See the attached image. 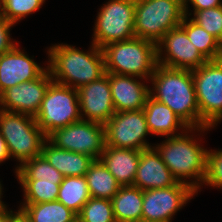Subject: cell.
Instances as JSON below:
<instances>
[{
  "label": "cell",
  "instance_id": "obj_1",
  "mask_svg": "<svg viewBox=\"0 0 222 222\" xmlns=\"http://www.w3.org/2000/svg\"><path fill=\"white\" fill-rule=\"evenodd\" d=\"M149 96L167 105L189 128H201L192 70L157 65Z\"/></svg>",
  "mask_w": 222,
  "mask_h": 222
},
{
  "label": "cell",
  "instance_id": "obj_2",
  "mask_svg": "<svg viewBox=\"0 0 222 222\" xmlns=\"http://www.w3.org/2000/svg\"><path fill=\"white\" fill-rule=\"evenodd\" d=\"M47 52V68L58 84L79 89L106 73L103 50L94 43L87 52L62 43L50 46Z\"/></svg>",
  "mask_w": 222,
  "mask_h": 222
},
{
  "label": "cell",
  "instance_id": "obj_3",
  "mask_svg": "<svg viewBox=\"0 0 222 222\" xmlns=\"http://www.w3.org/2000/svg\"><path fill=\"white\" fill-rule=\"evenodd\" d=\"M211 127L189 128L178 136L167 137L161 144L154 146L160 154L162 161L167 165L173 177L181 183L190 185L197 193L204 182L206 175L207 149L193 139L192 131L205 132ZM194 179L189 182L187 179ZM187 181H186V180Z\"/></svg>",
  "mask_w": 222,
  "mask_h": 222
},
{
  "label": "cell",
  "instance_id": "obj_4",
  "mask_svg": "<svg viewBox=\"0 0 222 222\" xmlns=\"http://www.w3.org/2000/svg\"><path fill=\"white\" fill-rule=\"evenodd\" d=\"M102 50L106 73L136 76L147 82L158 65L157 43L147 39L113 42Z\"/></svg>",
  "mask_w": 222,
  "mask_h": 222
},
{
  "label": "cell",
  "instance_id": "obj_5",
  "mask_svg": "<svg viewBox=\"0 0 222 222\" xmlns=\"http://www.w3.org/2000/svg\"><path fill=\"white\" fill-rule=\"evenodd\" d=\"M0 132L8 147L10 158L25 161L42 154L47 136L37 126L35 116L0 109Z\"/></svg>",
  "mask_w": 222,
  "mask_h": 222
},
{
  "label": "cell",
  "instance_id": "obj_6",
  "mask_svg": "<svg viewBox=\"0 0 222 222\" xmlns=\"http://www.w3.org/2000/svg\"><path fill=\"white\" fill-rule=\"evenodd\" d=\"M184 17V0H135L134 35L157 43Z\"/></svg>",
  "mask_w": 222,
  "mask_h": 222
},
{
  "label": "cell",
  "instance_id": "obj_7",
  "mask_svg": "<svg viewBox=\"0 0 222 222\" xmlns=\"http://www.w3.org/2000/svg\"><path fill=\"white\" fill-rule=\"evenodd\" d=\"M35 120L46 136L56 129L80 121L78 89L52 82Z\"/></svg>",
  "mask_w": 222,
  "mask_h": 222
},
{
  "label": "cell",
  "instance_id": "obj_8",
  "mask_svg": "<svg viewBox=\"0 0 222 222\" xmlns=\"http://www.w3.org/2000/svg\"><path fill=\"white\" fill-rule=\"evenodd\" d=\"M192 74L201 128H214L222 120V58L208 60Z\"/></svg>",
  "mask_w": 222,
  "mask_h": 222
},
{
  "label": "cell",
  "instance_id": "obj_9",
  "mask_svg": "<svg viewBox=\"0 0 222 222\" xmlns=\"http://www.w3.org/2000/svg\"><path fill=\"white\" fill-rule=\"evenodd\" d=\"M99 10L92 37L97 47L135 37V0H109Z\"/></svg>",
  "mask_w": 222,
  "mask_h": 222
},
{
  "label": "cell",
  "instance_id": "obj_10",
  "mask_svg": "<svg viewBox=\"0 0 222 222\" xmlns=\"http://www.w3.org/2000/svg\"><path fill=\"white\" fill-rule=\"evenodd\" d=\"M47 140L57 148L82 153L96 160L105 148V127L103 124L81 119L54 130L47 136Z\"/></svg>",
  "mask_w": 222,
  "mask_h": 222
},
{
  "label": "cell",
  "instance_id": "obj_11",
  "mask_svg": "<svg viewBox=\"0 0 222 222\" xmlns=\"http://www.w3.org/2000/svg\"><path fill=\"white\" fill-rule=\"evenodd\" d=\"M104 127L105 146L135 150L153 147L145 139L150 132L143 109L115 112Z\"/></svg>",
  "mask_w": 222,
  "mask_h": 222
},
{
  "label": "cell",
  "instance_id": "obj_12",
  "mask_svg": "<svg viewBox=\"0 0 222 222\" xmlns=\"http://www.w3.org/2000/svg\"><path fill=\"white\" fill-rule=\"evenodd\" d=\"M197 192L190 186L177 182L172 187L143 191L142 220L147 222H172V217Z\"/></svg>",
  "mask_w": 222,
  "mask_h": 222
},
{
  "label": "cell",
  "instance_id": "obj_13",
  "mask_svg": "<svg viewBox=\"0 0 222 222\" xmlns=\"http://www.w3.org/2000/svg\"><path fill=\"white\" fill-rule=\"evenodd\" d=\"M157 60L161 66L187 70H194L207 62L180 26L169 30L157 42Z\"/></svg>",
  "mask_w": 222,
  "mask_h": 222
},
{
  "label": "cell",
  "instance_id": "obj_14",
  "mask_svg": "<svg viewBox=\"0 0 222 222\" xmlns=\"http://www.w3.org/2000/svg\"><path fill=\"white\" fill-rule=\"evenodd\" d=\"M52 82L47 68L38 78L10 87L0 95V109L36 116Z\"/></svg>",
  "mask_w": 222,
  "mask_h": 222
},
{
  "label": "cell",
  "instance_id": "obj_15",
  "mask_svg": "<svg viewBox=\"0 0 222 222\" xmlns=\"http://www.w3.org/2000/svg\"><path fill=\"white\" fill-rule=\"evenodd\" d=\"M78 100L82 120L104 125L115 113L109 73H105L99 79L81 86L78 89Z\"/></svg>",
  "mask_w": 222,
  "mask_h": 222
},
{
  "label": "cell",
  "instance_id": "obj_16",
  "mask_svg": "<svg viewBox=\"0 0 222 222\" xmlns=\"http://www.w3.org/2000/svg\"><path fill=\"white\" fill-rule=\"evenodd\" d=\"M46 69L47 66L38 65L17 44L0 54V95L12 86L38 78Z\"/></svg>",
  "mask_w": 222,
  "mask_h": 222
},
{
  "label": "cell",
  "instance_id": "obj_17",
  "mask_svg": "<svg viewBox=\"0 0 222 222\" xmlns=\"http://www.w3.org/2000/svg\"><path fill=\"white\" fill-rule=\"evenodd\" d=\"M177 182L154 147L141 150L133 186L145 191L172 187Z\"/></svg>",
  "mask_w": 222,
  "mask_h": 222
},
{
  "label": "cell",
  "instance_id": "obj_18",
  "mask_svg": "<svg viewBox=\"0 0 222 222\" xmlns=\"http://www.w3.org/2000/svg\"><path fill=\"white\" fill-rule=\"evenodd\" d=\"M136 78L139 77L109 73L115 112L142 110L144 108L149 96V88Z\"/></svg>",
  "mask_w": 222,
  "mask_h": 222
},
{
  "label": "cell",
  "instance_id": "obj_19",
  "mask_svg": "<svg viewBox=\"0 0 222 222\" xmlns=\"http://www.w3.org/2000/svg\"><path fill=\"white\" fill-rule=\"evenodd\" d=\"M141 150L105 146L100 160L120 186H133Z\"/></svg>",
  "mask_w": 222,
  "mask_h": 222
},
{
  "label": "cell",
  "instance_id": "obj_20",
  "mask_svg": "<svg viewBox=\"0 0 222 222\" xmlns=\"http://www.w3.org/2000/svg\"><path fill=\"white\" fill-rule=\"evenodd\" d=\"M143 111L148 130L152 135L165 137L178 136L181 133H178L177 129H182V131L189 129L167 105L158 102L150 96L146 99Z\"/></svg>",
  "mask_w": 222,
  "mask_h": 222
},
{
  "label": "cell",
  "instance_id": "obj_21",
  "mask_svg": "<svg viewBox=\"0 0 222 222\" xmlns=\"http://www.w3.org/2000/svg\"><path fill=\"white\" fill-rule=\"evenodd\" d=\"M42 155L64 177L85 176L94 161L88 155L57 148L48 140L43 144Z\"/></svg>",
  "mask_w": 222,
  "mask_h": 222
},
{
  "label": "cell",
  "instance_id": "obj_22",
  "mask_svg": "<svg viewBox=\"0 0 222 222\" xmlns=\"http://www.w3.org/2000/svg\"><path fill=\"white\" fill-rule=\"evenodd\" d=\"M116 222L142 220L143 190L135 186H121L111 199Z\"/></svg>",
  "mask_w": 222,
  "mask_h": 222
},
{
  "label": "cell",
  "instance_id": "obj_23",
  "mask_svg": "<svg viewBox=\"0 0 222 222\" xmlns=\"http://www.w3.org/2000/svg\"><path fill=\"white\" fill-rule=\"evenodd\" d=\"M26 222H77V214L59 201L20 205Z\"/></svg>",
  "mask_w": 222,
  "mask_h": 222
},
{
  "label": "cell",
  "instance_id": "obj_24",
  "mask_svg": "<svg viewBox=\"0 0 222 222\" xmlns=\"http://www.w3.org/2000/svg\"><path fill=\"white\" fill-rule=\"evenodd\" d=\"M85 178L92 198L111 200L121 187L100 159L91 163Z\"/></svg>",
  "mask_w": 222,
  "mask_h": 222
},
{
  "label": "cell",
  "instance_id": "obj_25",
  "mask_svg": "<svg viewBox=\"0 0 222 222\" xmlns=\"http://www.w3.org/2000/svg\"><path fill=\"white\" fill-rule=\"evenodd\" d=\"M180 27L186 32L189 40L207 61L222 58V43L190 17L185 15Z\"/></svg>",
  "mask_w": 222,
  "mask_h": 222
},
{
  "label": "cell",
  "instance_id": "obj_26",
  "mask_svg": "<svg viewBox=\"0 0 222 222\" xmlns=\"http://www.w3.org/2000/svg\"><path fill=\"white\" fill-rule=\"evenodd\" d=\"M90 198L85 176L64 177L60 183L57 201L63 203L77 215Z\"/></svg>",
  "mask_w": 222,
  "mask_h": 222
},
{
  "label": "cell",
  "instance_id": "obj_27",
  "mask_svg": "<svg viewBox=\"0 0 222 222\" xmlns=\"http://www.w3.org/2000/svg\"><path fill=\"white\" fill-rule=\"evenodd\" d=\"M18 180H42L47 182H62L64 176L55 169L41 154L25 161L15 169Z\"/></svg>",
  "mask_w": 222,
  "mask_h": 222
},
{
  "label": "cell",
  "instance_id": "obj_28",
  "mask_svg": "<svg viewBox=\"0 0 222 222\" xmlns=\"http://www.w3.org/2000/svg\"><path fill=\"white\" fill-rule=\"evenodd\" d=\"M61 182H47L42 180H19L24 193V203L38 204L56 201Z\"/></svg>",
  "mask_w": 222,
  "mask_h": 222
},
{
  "label": "cell",
  "instance_id": "obj_29",
  "mask_svg": "<svg viewBox=\"0 0 222 222\" xmlns=\"http://www.w3.org/2000/svg\"><path fill=\"white\" fill-rule=\"evenodd\" d=\"M77 222H116L112 201L91 197L77 215Z\"/></svg>",
  "mask_w": 222,
  "mask_h": 222
},
{
  "label": "cell",
  "instance_id": "obj_30",
  "mask_svg": "<svg viewBox=\"0 0 222 222\" xmlns=\"http://www.w3.org/2000/svg\"><path fill=\"white\" fill-rule=\"evenodd\" d=\"M45 0H2L0 14L12 24L41 8Z\"/></svg>",
  "mask_w": 222,
  "mask_h": 222
},
{
  "label": "cell",
  "instance_id": "obj_31",
  "mask_svg": "<svg viewBox=\"0 0 222 222\" xmlns=\"http://www.w3.org/2000/svg\"><path fill=\"white\" fill-rule=\"evenodd\" d=\"M193 14L191 19L222 43V5L194 11Z\"/></svg>",
  "mask_w": 222,
  "mask_h": 222
},
{
  "label": "cell",
  "instance_id": "obj_32",
  "mask_svg": "<svg viewBox=\"0 0 222 222\" xmlns=\"http://www.w3.org/2000/svg\"><path fill=\"white\" fill-rule=\"evenodd\" d=\"M203 184L222 189V150H208Z\"/></svg>",
  "mask_w": 222,
  "mask_h": 222
},
{
  "label": "cell",
  "instance_id": "obj_33",
  "mask_svg": "<svg viewBox=\"0 0 222 222\" xmlns=\"http://www.w3.org/2000/svg\"><path fill=\"white\" fill-rule=\"evenodd\" d=\"M12 26H14V24L7 21L0 14V54L12 50L17 45V43H13L15 41H12L10 37V29Z\"/></svg>",
  "mask_w": 222,
  "mask_h": 222
},
{
  "label": "cell",
  "instance_id": "obj_34",
  "mask_svg": "<svg viewBox=\"0 0 222 222\" xmlns=\"http://www.w3.org/2000/svg\"><path fill=\"white\" fill-rule=\"evenodd\" d=\"M188 2L192 4L194 11L215 8L222 5L221 0H184V14L188 17L191 16V13H188Z\"/></svg>",
  "mask_w": 222,
  "mask_h": 222
},
{
  "label": "cell",
  "instance_id": "obj_35",
  "mask_svg": "<svg viewBox=\"0 0 222 222\" xmlns=\"http://www.w3.org/2000/svg\"><path fill=\"white\" fill-rule=\"evenodd\" d=\"M22 218L21 210L13 212L8 209L0 211V222H18Z\"/></svg>",
  "mask_w": 222,
  "mask_h": 222
},
{
  "label": "cell",
  "instance_id": "obj_36",
  "mask_svg": "<svg viewBox=\"0 0 222 222\" xmlns=\"http://www.w3.org/2000/svg\"><path fill=\"white\" fill-rule=\"evenodd\" d=\"M8 159H10L8 147L0 132V163L5 162Z\"/></svg>",
  "mask_w": 222,
  "mask_h": 222
},
{
  "label": "cell",
  "instance_id": "obj_37",
  "mask_svg": "<svg viewBox=\"0 0 222 222\" xmlns=\"http://www.w3.org/2000/svg\"><path fill=\"white\" fill-rule=\"evenodd\" d=\"M3 188H2V185H1V182H0V211H2V210H5V209H7V206H6V204H4V202L3 201H1V199H2V190Z\"/></svg>",
  "mask_w": 222,
  "mask_h": 222
},
{
  "label": "cell",
  "instance_id": "obj_38",
  "mask_svg": "<svg viewBox=\"0 0 222 222\" xmlns=\"http://www.w3.org/2000/svg\"><path fill=\"white\" fill-rule=\"evenodd\" d=\"M18 222H26L25 219L22 217Z\"/></svg>",
  "mask_w": 222,
  "mask_h": 222
}]
</instances>
